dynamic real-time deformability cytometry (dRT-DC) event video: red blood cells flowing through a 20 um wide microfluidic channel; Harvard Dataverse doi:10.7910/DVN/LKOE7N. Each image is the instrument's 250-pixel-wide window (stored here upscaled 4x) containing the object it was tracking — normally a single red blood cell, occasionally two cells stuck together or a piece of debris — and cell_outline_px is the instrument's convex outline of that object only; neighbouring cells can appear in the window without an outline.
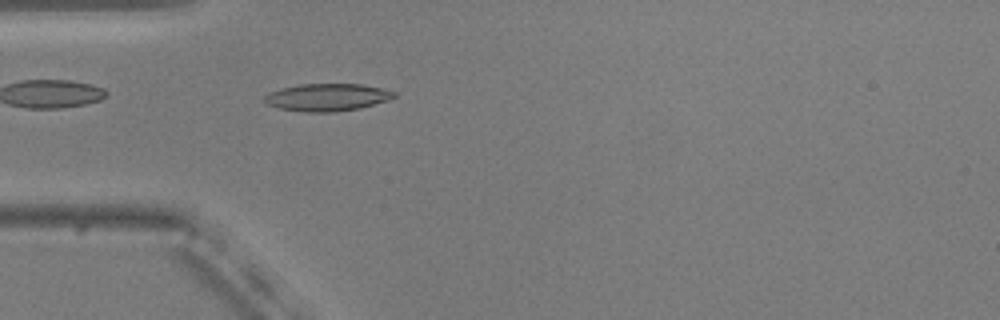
{"species": "common noctule bat (a hibernating species)", "species_latin": "Nyctalus noctula", "temperature_condition": "warm", "stored_images_in_passage": 42, "camera_frame_rate_fps": 3000, "um_per_image_px": 0.085, "animal": {"sex": "male", "body_mass_g": 20.5, "forearm_length_mm": 52.5}, "frame": {"image": 1, "passage_image": 4, "time_ms": 1.0, "image_size_px": [1000, 320], "cell_outline_px": [[396, 96], [388, 100], [360, 108], [336, 112], [304, 112], [280, 108], [268, 104], [264, 100], [264, 96], [268, 92], [280, 88], [300, 84], [360, 84], [380, 88], [396, 92]], "centroid_in_image_um": [27.79, 8.27], "position_along_channel_um": 57.2, "area_um2": 20.69}}
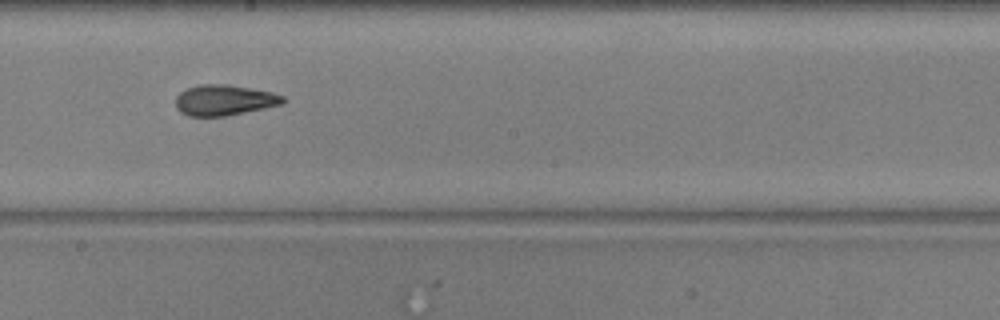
{"frame": {"image": 2, "passage_image": 18, "time_ms": 5.667, "image_size_px": [1000, 320], "cell_outline_px": [[284, 104], [224, 116], [188, 116], [180, 112], [176, 108], [176, 96], [180, 92], [188, 88], [200, 84], [228, 84], [272, 92], [284, 96]], "centroid_in_image_um": [19.05, 8.51], "position_along_channel_um": 229.2, "area_um2": 19.13}}
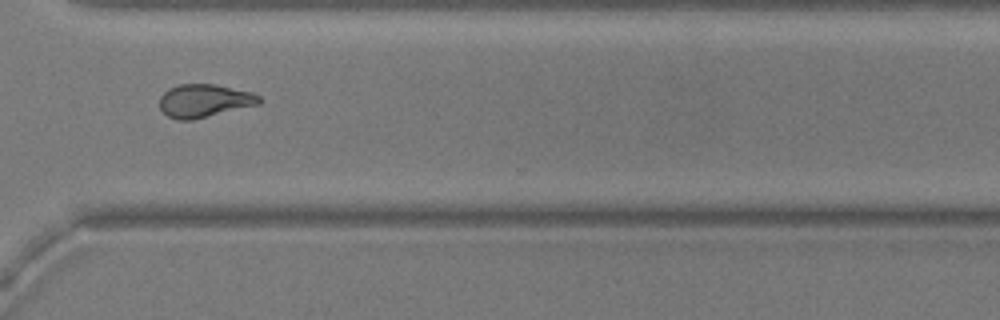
{"frame": {"image": 3, "passage_image": 28, "time_ms": 9.0, "image_size_px": [1000, 320], "cell_outline_px": [[260, 104], [192, 120], [176, 120], [168, 116], [160, 108], [160, 96], [168, 88], [180, 84], [216, 84], [252, 92], [260, 96]], "centroid_in_image_um": [17.36, 8.56], "position_along_channel_um": 353.2, "area_um2": 19.25}, "authors_computed_cell_mechanics": {"area_um2": 19.2474, "velocity_mm_per_s": 3.7387, "shape_relaxation_time_tau1_ms": 4.867, "shape_relaxation_time_tau2_ms": 2.1285, "deformation_change_tau1": 0.1798, "deformation_change_tau2": 0.0968}}